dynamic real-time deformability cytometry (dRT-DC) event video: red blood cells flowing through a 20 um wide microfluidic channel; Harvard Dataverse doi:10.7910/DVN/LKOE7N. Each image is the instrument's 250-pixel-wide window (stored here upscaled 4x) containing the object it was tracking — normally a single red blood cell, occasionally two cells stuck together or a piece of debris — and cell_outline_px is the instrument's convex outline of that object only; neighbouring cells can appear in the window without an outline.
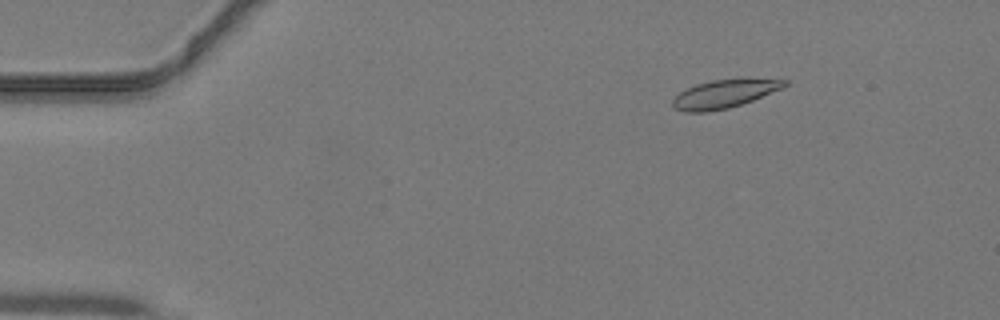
{"species": "common noctule bat (a hibernating species)", "species_latin": "Nyctalus noctula", "temperature_condition": "warm", "stored_images_in_passage": 45, "camera_frame_rate_fps": 3000, "um_per_image_px": 0.085, "animal": {"sex": "male", "body_mass_g": 19.2, "forearm_length_mm": 51.8}, "frame": {"image": 1, "passage_image": 7, "time_ms": 2.0, "image_size_px": [1000, 320], "cell_outline_px": [[788, 84], [784, 88], [752, 100], [728, 108], [708, 112], [684, 112], [676, 108], [672, 104], [672, 100], [680, 92], [696, 84], [712, 80], [748, 76], [788, 80]], "centroid_in_image_um": [61.66, 7.93], "position_along_channel_um": 23.3, "area_um2": 18.96}}
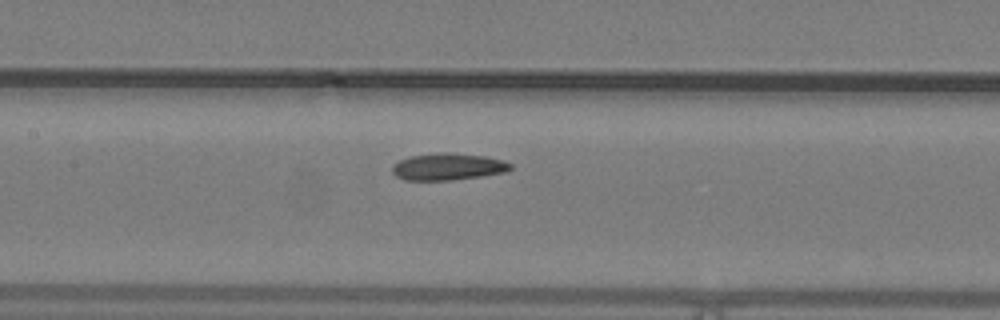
{"frame": {"image": 2, "passage_image": 22, "time_ms": 7.0, "image_size_px": [1000, 320], "cell_outline_px": [[512, 168], [504, 172], [480, 176], [452, 180], [404, 180], [396, 176], [392, 172], [392, 164], [400, 160], [412, 156], [440, 152], [448, 152], [484, 156], [504, 160], [512, 164]], "centroid_in_image_um": [38.06, 14.17], "position_along_channel_um": 169.3, "area_um2": 18.5}}
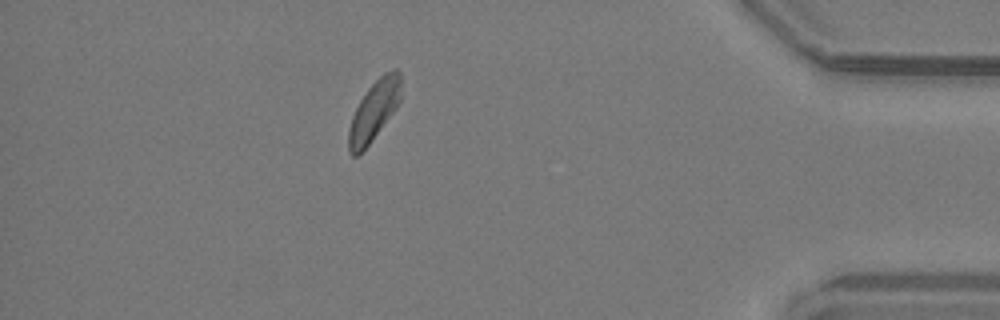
{"frame": {"image": 3, "passage_image": 40, "time_ms": 13.0, "image_size_px": [1000, 320], "cell_outline_px": [[400, 100], [396, 108], [368, 144], [356, 156], [352, 156], [348, 152], [348, 128], [352, 116], [360, 100], [368, 88], [384, 72], [396, 68], [400, 72]], "centroid_in_image_um": [31.77, 9.39], "position_along_channel_um": 403.4, "area_um2": 17.92}}